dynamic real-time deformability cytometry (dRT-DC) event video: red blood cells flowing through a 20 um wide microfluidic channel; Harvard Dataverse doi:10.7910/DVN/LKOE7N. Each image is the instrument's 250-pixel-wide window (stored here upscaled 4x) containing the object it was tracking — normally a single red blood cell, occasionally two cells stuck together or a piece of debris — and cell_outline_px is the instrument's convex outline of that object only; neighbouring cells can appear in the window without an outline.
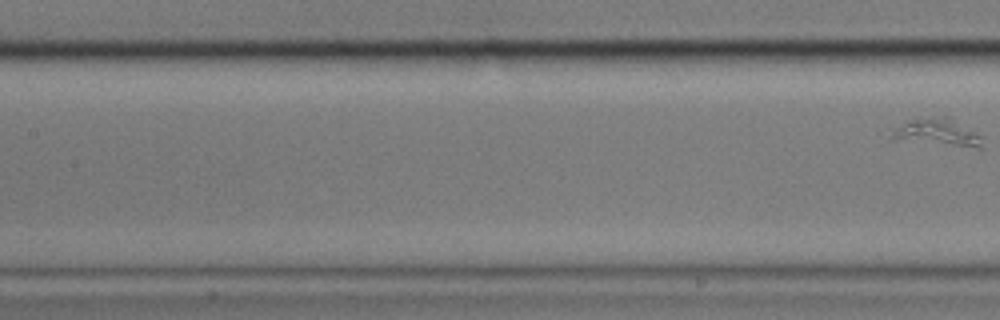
{"species": "common noctule bat (a hibernating species)", "species_latin": "Nyctalus noctula", "temperature_condition": "cold", "stored_images_in_passage": 11, "segment_of_instrument_passage": [2, 2], "camera_frame_rate_fps": 3000, "um_per_image_px": 0.085, "animal": {"sex": "male", "body_mass_g": 17.9}, "frame": {"image": 1, "passage_image": 11, "time_ms": 13.333, "image_size_px": [1000, 320], "cell_outline_px": [[984, 148], [976, 148], [888, 140], [896, 128], [912, 120], [948, 116], [984, 136]], "centroid_in_image_um": [79.78, 11.31], "position_along_channel_um": 127.6, "area_um2": 14.57}}